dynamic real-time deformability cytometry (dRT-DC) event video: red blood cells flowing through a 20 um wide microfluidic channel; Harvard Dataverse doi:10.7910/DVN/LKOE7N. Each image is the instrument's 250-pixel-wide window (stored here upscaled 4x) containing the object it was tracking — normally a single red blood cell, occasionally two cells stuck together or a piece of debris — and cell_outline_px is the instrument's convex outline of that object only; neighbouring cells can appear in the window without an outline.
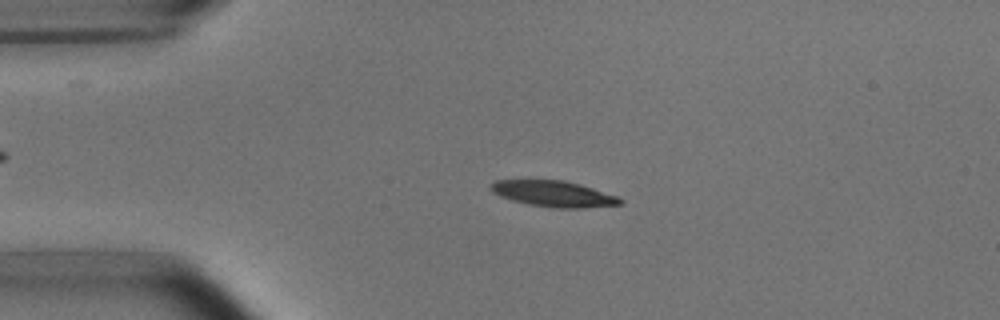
{"species": "common noctule bat (a hibernating species)", "species_latin": "Nyctalus noctula", "temperature_condition": "room temperature", "stored_images_in_passage": 52, "camera_frame_rate_fps": 3000, "um_per_image_px": 0.085, "animal": {"sex": "male", "body_mass_g": 15.6}, "frame": {"image": 1, "passage_image": 11, "time_ms": 3.333, "image_size_px": [1000, 320], "cell_outline_px": [[624, 200], [620, 204], [584, 208], [552, 208], [528, 204], [512, 200], [500, 196], [492, 192], [488, 188], [496, 180], [564, 180], [580, 184], [616, 196]], "centroid_in_image_um": [47.03, 16.47], "position_along_channel_um": 38.0, "area_um2": 19.48}}
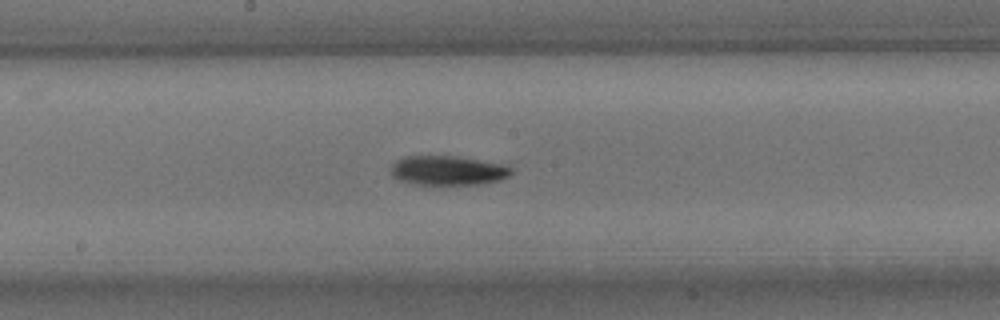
{"frame": {"image": 2, "passage_image": 27, "time_ms": 8.667, "image_size_px": [1000, 320], "cell_outline_px": [[512, 172], [508, 176], [500, 180], [480, 184], [412, 184], [400, 180], [392, 176], [392, 164], [396, 160], [404, 156], [456, 156], [500, 164], [512, 168]], "centroid_in_image_um": [38.04, 14.49], "position_along_channel_um": 210.2, "area_um2": 20.4}}
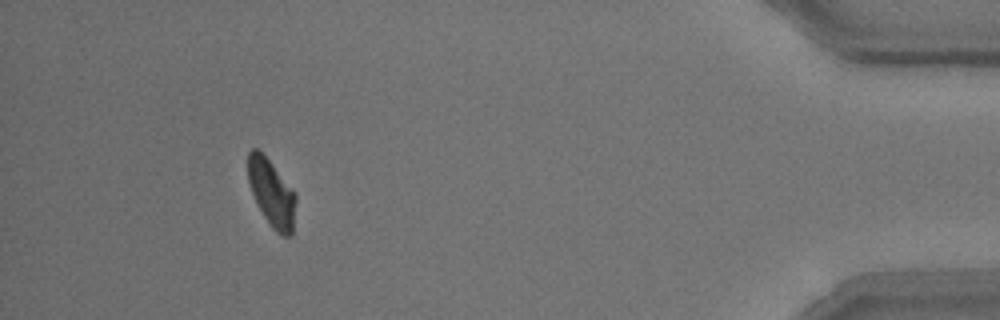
{"frame": {"image": 3, "passage_image": 48, "time_ms": 15.667, "image_size_px": [1000, 320], "cell_outline_px": [[296, 200], [292, 236], [284, 236], [276, 232], [272, 228], [264, 216], [252, 192], [248, 180], [248, 152], [252, 148], [256, 148], [272, 164], [292, 188], [296, 196]], "centroid_in_image_um": [23.1, 16.43], "position_along_channel_um": 412.1, "area_um2": 18.38}, "authors_computed_cell_mechanics": {"area_um2": 19.7387, "velocity_mm_per_s": 3.7661, "shape_relaxation_time_tau1_ms": 2.6449, "shape_relaxation_time_tau2_ms": null, "deformation_change_tau1": 0.1099, "deformation_change_tau2": null}}